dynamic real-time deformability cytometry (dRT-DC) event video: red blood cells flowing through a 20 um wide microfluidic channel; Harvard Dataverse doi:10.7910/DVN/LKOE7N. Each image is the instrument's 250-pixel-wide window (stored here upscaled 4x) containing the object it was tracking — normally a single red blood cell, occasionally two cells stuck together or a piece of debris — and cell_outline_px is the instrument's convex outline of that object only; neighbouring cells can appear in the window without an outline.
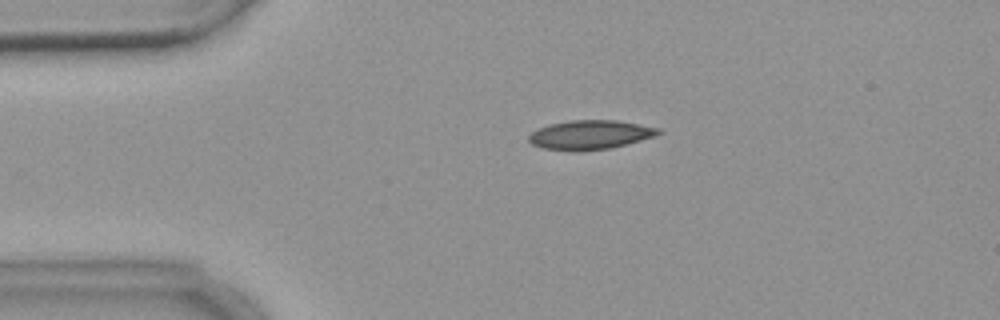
{"species": "common noctule bat (a hibernating species)", "species_latin": "Nyctalus noctula", "temperature_condition": "warm", "stored_images_in_passage": 2, "camera_frame_rate_fps": 3000, "um_per_image_px": 0.085, "animal": {"sex": "female", "body_mass_g": 18.4}, "frame": {"image": 1, "passage_image": 1, "time_ms": 0.0, "image_size_px": [1000, 320], "cell_outline_px": [[664, 132], [656, 136], [612, 148], [544, 148], [532, 144], [528, 140], [528, 136], [532, 132], [548, 124], [572, 120], [616, 120], [640, 124], [660, 128]], "centroid_in_image_um": [50.25, 11.41], "position_along_channel_um": 34.7, "area_um2": 21.27}}
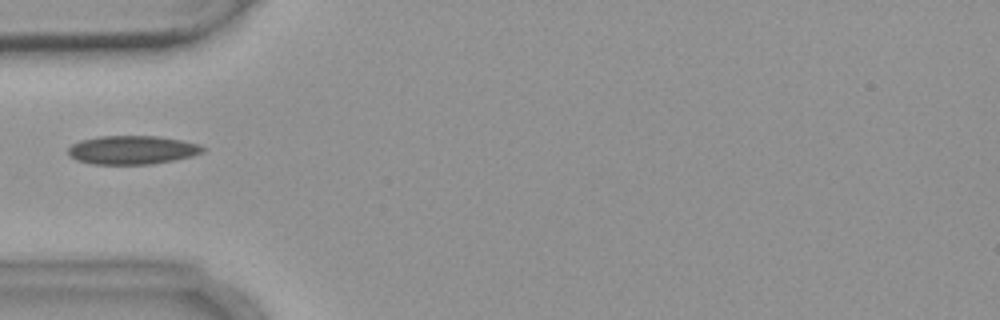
{"frame": {"image": 2, "passage_image": 2, "time_ms": 2.0, "image_size_px": [1000, 320], "cell_outline_px": [[208, 148], [204, 152], [192, 156], [152, 164], [92, 164], [76, 160], [68, 156], [68, 148], [72, 144], [80, 140], [100, 136], [156, 136], [180, 140], [200, 144]], "centroid_in_image_um": [11.24, 12.74], "position_along_channel_um": 73.8, "area_um2": 22.6}}